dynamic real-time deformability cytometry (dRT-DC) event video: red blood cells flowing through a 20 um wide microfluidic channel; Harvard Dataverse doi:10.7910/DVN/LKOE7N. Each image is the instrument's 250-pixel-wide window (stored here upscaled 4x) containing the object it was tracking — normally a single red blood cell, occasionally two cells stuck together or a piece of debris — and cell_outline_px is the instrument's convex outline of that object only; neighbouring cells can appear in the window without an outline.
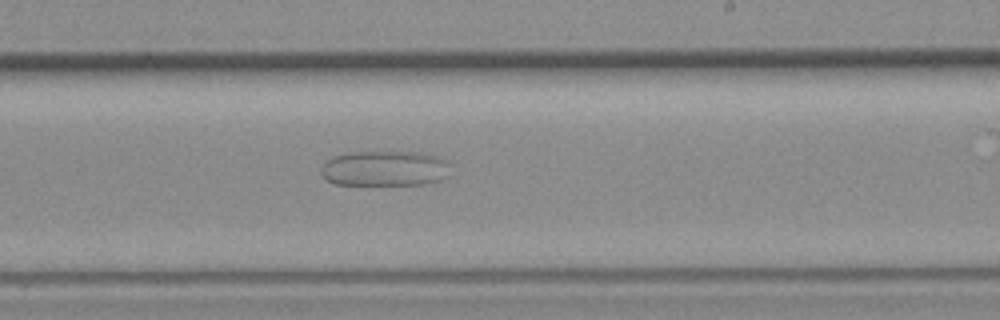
{"species": "common noctule bat (a hibernating species)", "species_latin": "Nyctalus noctula", "temperature_condition": "room temperature", "stored_images_in_passage": 36, "camera_frame_rate_fps": 3000, "um_per_image_px": 0.085, "animal": {"sex": "female", "body_mass_g": 19.3, "forearm_length_mm": 54.1}, "frame": {"image": 1, "passage_image": 21, "time_ms": 6.667, "image_size_px": [1000, 320], "cell_outline_px": [[448, 176], [440, 180], [424, 184], [336, 184], [328, 180], [320, 172], [320, 168], [332, 156], [352, 152], [416, 152], [436, 156], [448, 160]], "centroid_in_image_um": [32.71, 14.31], "position_along_channel_um": 256.3, "area_um2": 26.47}}